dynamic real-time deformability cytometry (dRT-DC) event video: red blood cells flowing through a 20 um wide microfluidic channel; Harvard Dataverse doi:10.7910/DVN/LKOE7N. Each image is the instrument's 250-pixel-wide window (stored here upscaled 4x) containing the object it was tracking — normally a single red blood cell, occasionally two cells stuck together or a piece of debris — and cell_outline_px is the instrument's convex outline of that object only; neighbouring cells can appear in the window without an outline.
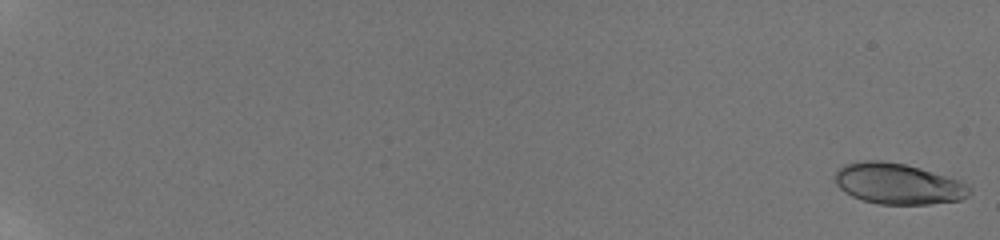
{"species": "human", "species_latin": "Homo sapiens", "temperature_condition": "room temperature", "stored_images_in_passage": 48, "camera_frame_rate_fps": 3000, "um_per_image_px": 0.085, "donor": {"sex": "male"}, "frame": {"image": 1, "passage_image": 1, "time_ms": 0.0, "image_size_px": [1000, 240], "cell_outline_px": [[972, 192], [968, 196], [960, 200], [928, 204], [880, 204], [864, 200], [852, 196], [844, 192], [836, 184], [836, 172], [844, 164], [864, 160], [884, 160], [904, 164], [920, 168], [960, 180], [968, 184], [972, 188]], "centroid_in_image_um": [76.37, 15.61], "position_along_channel_um": 8.6, "area_um2": 32.08}}
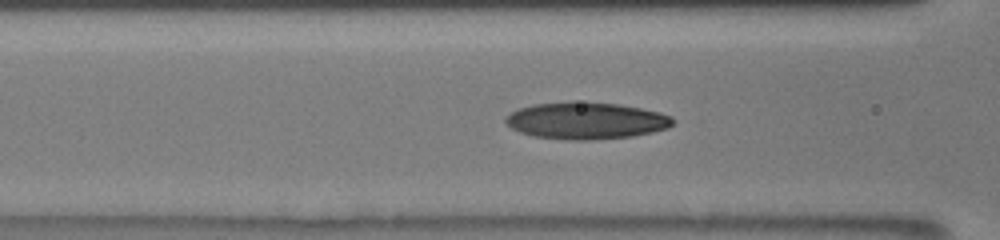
{"frame": {"image": 2, "passage_image": 28, "time_ms": 9.333, "image_size_px": [1000, 240], "cell_outline_px": [[676, 120], [668, 128], [652, 132], [632, 136], [592, 140], [568, 140], [532, 136], [520, 132], [512, 128], [504, 120], [512, 112], [520, 108], [532, 104], [572, 100], [616, 104], [640, 108], [660, 112], [672, 116]], "centroid_in_image_um": [49.83, 10.25], "position_along_channel_um": 116.8, "area_um2": 36.18}}
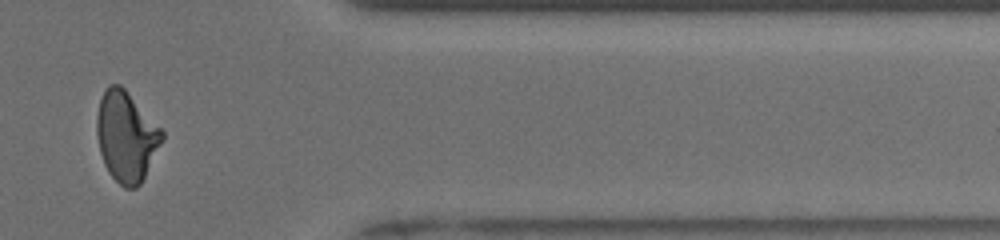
{"frame": {"image": 3, "passage_image": 46, "time_ms": 17.0, "image_size_px": [1000, 240], "cell_outline_px": [[164, 140], [140, 184], [136, 188], [124, 188], [108, 172], [104, 164], [100, 152], [96, 132], [96, 116], [100, 100], [108, 84], [120, 84], [124, 88], [164, 132]], "centroid_in_image_um": [10.72, 11.61], "position_along_channel_um": 400.7, "area_um2": 34.1}, "authors_computed_cell_mechanics": {"area_um2": 33.2061, "velocity_mm_per_s": 3.863, "shape_relaxation_time_tau1_ms": 5.0482, "shape_relaxation_time_tau2_ms": 2.2972, "deformation_change_tau1": 0.2068, "deformation_change_tau2": 0.1005}}